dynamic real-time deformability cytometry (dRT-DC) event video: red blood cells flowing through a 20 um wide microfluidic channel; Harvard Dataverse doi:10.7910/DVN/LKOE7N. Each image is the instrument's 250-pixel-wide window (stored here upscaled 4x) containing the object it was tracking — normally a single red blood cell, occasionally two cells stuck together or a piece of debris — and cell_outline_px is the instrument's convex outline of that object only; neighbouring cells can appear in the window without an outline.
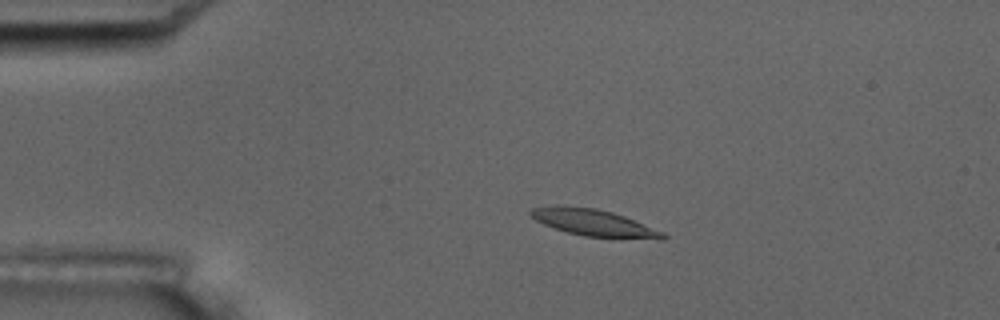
{"species": "common noctule bat (a hibernating species)", "species_latin": "Nyctalus noctula", "temperature_condition": "room temperature", "stored_images_in_passage": 10, "camera_frame_rate_fps": 3000, "um_per_image_px": 0.085, "animal": {"sex": "male", "body_mass_g": 17.5, "forearm_length_mm": 52.3}, "frame": {"image": 1, "passage_image": 4, "time_ms": 4.0, "image_size_px": [1000, 320], "cell_outline_px": [[668, 236], [664, 240], [660, 240], [584, 236], [568, 232], [544, 224], [536, 220], [528, 212], [532, 208], [596, 208], [612, 212], [624, 216], [664, 232]], "centroid_in_image_um": [50.63, 18.99], "position_along_channel_um": 34.4, "area_um2": 19.83}}
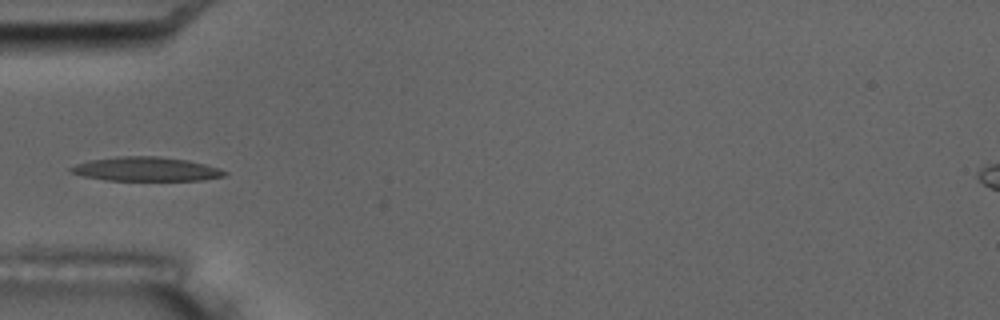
{"frame": {"image": 2, "passage_image": 6, "time_ms": 6.333, "image_size_px": [1000, 320], "cell_outline_px": [[228, 172], [224, 176], [204, 180], [108, 180], [84, 176], [72, 172], [68, 168], [76, 164], [88, 160], [120, 156], [160, 156], [188, 160], [220, 168]], "centroid_in_image_um": [12.44, 14.36], "position_along_channel_um": 72.6, "area_um2": 21.5}}
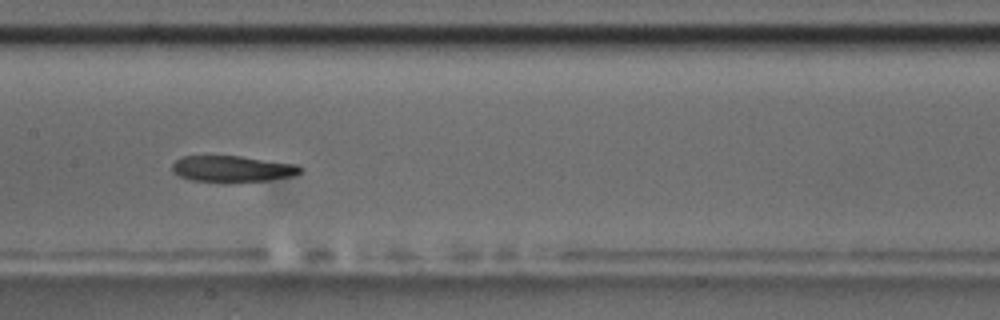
{"frame": {"image": 3, "passage_image": 9, "time_ms": 9.667, "image_size_px": [1000, 320], "cell_outline_px": [[304, 168], [300, 172], [292, 176], [268, 180], [228, 184], [224, 184], [192, 180], [180, 176], [172, 172], [172, 164], [180, 156], [240, 156], [296, 164]], "centroid_in_image_um": [19.72, 14.38], "position_along_channel_um": 187.7, "area_um2": 20.11}}